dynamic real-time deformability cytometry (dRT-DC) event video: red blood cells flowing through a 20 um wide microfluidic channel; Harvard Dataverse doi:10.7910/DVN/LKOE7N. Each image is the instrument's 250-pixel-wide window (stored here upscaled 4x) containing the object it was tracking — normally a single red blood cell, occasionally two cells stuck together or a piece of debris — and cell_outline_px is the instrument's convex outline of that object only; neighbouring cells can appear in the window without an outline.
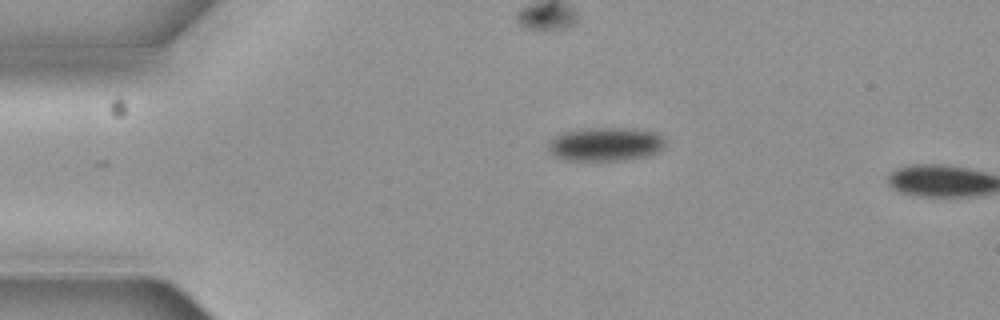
{"species": "common noctule bat (a hibernating species)", "species_latin": "Nyctalus noctula", "temperature_condition": "cold", "stored_images_in_passage": 2, "camera_frame_rate_fps": 3000, "um_per_image_px": 0.085, "animal": {"sex": "female", "body_mass_g": 19.3, "forearm_length_mm": 54.1}, "frame": {"image": 1, "passage_image": 1, "time_ms": 0.0, "image_size_px": [1000, 320], "cell_outline_px": [[664, 148], [648, 156], [624, 160], [564, 160], [552, 156], [548, 152], [548, 144], [556, 136], [564, 132], [580, 128], [624, 128], [656, 132], [664, 140]], "centroid_in_image_um": [51.43, 12.26], "position_along_channel_um": 33.6, "area_um2": 23.0}}